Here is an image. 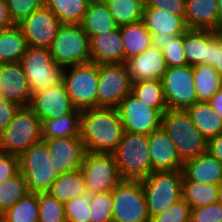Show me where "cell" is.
Masks as SVG:
<instances>
[{
    "instance_id": "c3c4849f",
    "label": "cell",
    "mask_w": 222,
    "mask_h": 222,
    "mask_svg": "<svg viewBox=\"0 0 222 222\" xmlns=\"http://www.w3.org/2000/svg\"><path fill=\"white\" fill-rule=\"evenodd\" d=\"M19 171L18 156L0 150V184Z\"/></svg>"
},
{
    "instance_id": "d6a6232c",
    "label": "cell",
    "mask_w": 222,
    "mask_h": 222,
    "mask_svg": "<svg viewBox=\"0 0 222 222\" xmlns=\"http://www.w3.org/2000/svg\"><path fill=\"white\" fill-rule=\"evenodd\" d=\"M184 55L187 64H208V30L188 29L184 33Z\"/></svg>"
},
{
    "instance_id": "9a60e30c",
    "label": "cell",
    "mask_w": 222,
    "mask_h": 222,
    "mask_svg": "<svg viewBox=\"0 0 222 222\" xmlns=\"http://www.w3.org/2000/svg\"><path fill=\"white\" fill-rule=\"evenodd\" d=\"M17 25L29 46L49 49L62 23L44 4Z\"/></svg>"
},
{
    "instance_id": "277c9868",
    "label": "cell",
    "mask_w": 222,
    "mask_h": 222,
    "mask_svg": "<svg viewBox=\"0 0 222 222\" xmlns=\"http://www.w3.org/2000/svg\"><path fill=\"white\" fill-rule=\"evenodd\" d=\"M18 165L29 192L45 193L59 177L44 140L34 143L19 155Z\"/></svg>"
},
{
    "instance_id": "7402d4cb",
    "label": "cell",
    "mask_w": 222,
    "mask_h": 222,
    "mask_svg": "<svg viewBox=\"0 0 222 222\" xmlns=\"http://www.w3.org/2000/svg\"><path fill=\"white\" fill-rule=\"evenodd\" d=\"M184 21L188 29L219 31L218 0H186Z\"/></svg>"
},
{
    "instance_id": "44dd1931",
    "label": "cell",
    "mask_w": 222,
    "mask_h": 222,
    "mask_svg": "<svg viewBox=\"0 0 222 222\" xmlns=\"http://www.w3.org/2000/svg\"><path fill=\"white\" fill-rule=\"evenodd\" d=\"M148 145L153 172L182 170L183 161L163 127L148 135Z\"/></svg>"
},
{
    "instance_id": "ba28073f",
    "label": "cell",
    "mask_w": 222,
    "mask_h": 222,
    "mask_svg": "<svg viewBox=\"0 0 222 222\" xmlns=\"http://www.w3.org/2000/svg\"><path fill=\"white\" fill-rule=\"evenodd\" d=\"M99 64L94 62L64 68L63 83L78 110L97 107Z\"/></svg>"
},
{
    "instance_id": "74e56055",
    "label": "cell",
    "mask_w": 222,
    "mask_h": 222,
    "mask_svg": "<svg viewBox=\"0 0 222 222\" xmlns=\"http://www.w3.org/2000/svg\"><path fill=\"white\" fill-rule=\"evenodd\" d=\"M27 183L18 171L0 184V216L28 193Z\"/></svg>"
},
{
    "instance_id": "b9f144b4",
    "label": "cell",
    "mask_w": 222,
    "mask_h": 222,
    "mask_svg": "<svg viewBox=\"0 0 222 222\" xmlns=\"http://www.w3.org/2000/svg\"><path fill=\"white\" fill-rule=\"evenodd\" d=\"M9 16L14 24L20 23L45 4V0H6Z\"/></svg>"
},
{
    "instance_id": "ffe728a7",
    "label": "cell",
    "mask_w": 222,
    "mask_h": 222,
    "mask_svg": "<svg viewBox=\"0 0 222 222\" xmlns=\"http://www.w3.org/2000/svg\"><path fill=\"white\" fill-rule=\"evenodd\" d=\"M125 64L132 83L161 80L168 68L162 50L152 45L143 53L126 60Z\"/></svg>"
},
{
    "instance_id": "5bb4252c",
    "label": "cell",
    "mask_w": 222,
    "mask_h": 222,
    "mask_svg": "<svg viewBox=\"0 0 222 222\" xmlns=\"http://www.w3.org/2000/svg\"><path fill=\"white\" fill-rule=\"evenodd\" d=\"M124 131L150 135L162 127V113L140 101L134 94L129 93L117 107Z\"/></svg>"
},
{
    "instance_id": "9c48e42d",
    "label": "cell",
    "mask_w": 222,
    "mask_h": 222,
    "mask_svg": "<svg viewBox=\"0 0 222 222\" xmlns=\"http://www.w3.org/2000/svg\"><path fill=\"white\" fill-rule=\"evenodd\" d=\"M19 63L32 94L63 81L64 68L56 64L47 48L28 45Z\"/></svg>"
},
{
    "instance_id": "f6af8a7d",
    "label": "cell",
    "mask_w": 222,
    "mask_h": 222,
    "mask_svg": "<svg viewBox=\"0 0 222 222\" xmlns=\"http://www.w3.org/2000/svg\"><path fill=\"white\" fill-rule=\"evenodd\" d=\"M208 65L222 78V36L213 30H208Z\"/></svg>"
},
{
    "instance_id": "6da1fadb",
    "label": "cell",
    "mask_w": 222,
    "mask_h": 222,
    "mask_svg": "<svg viewBox=\"0 0 222 222\" xmlns=\"http://www.w3.org/2000/svg\"><path fill=\"white\" fill-rule=\"evenodd\" d=\"M124 132L117 108L96 107L81 111L80 138L88 152L113 153Z\"/></svg>"
},
{
    "instance_id": "836d02e7",
    "label": "cell",
    "mask_w": 222,
    "mask_h": 222,
    "mask_svg": "<svg viewBox=\"0 0 222 222\" xmlns=\"http://www.w3.org/2000/svg\"><path fill=\"white\" fill-rule=\"evenodd\" d=\"M118 26L143 20L145 0H103Z\"/></svg>"
},
{
    "instance_id": "db71d44e",
    "label": "cell",
    "mask_w": 222,
    "mask_h": 222,
    "mask_svg": "<svg viewBox=\"0 0 222 222\" xmlns=\"http://www.w3.org/2000/svg\"><path fill=\"white\" fill-rule=\"evenodd\" d=\"M218 202L222 204V181L218 184Z\"/></svg>"
},
{
    "instance_id": "d590c367",
    "label": "cell",
    "mask_w": 222,
    "mask_h": 222,
    "mask_svg": "<svg viewBox=\"0 0 222 222\" xmlns=\"http://www.w3.org/2000/svg\"><path fill=\"white\" fill-rule=\"evenodd\" d=\"M131 93L162 114L168 110L161 80H141L132 83Z\"/></svg>"
},
{
    "instance_id": "e0dca14e",
    "label": "cell",
    "mask_w": 222,
    "mask_h": 222,
    "mask_svg": "<svg viewBox=\"0 0 222 222\" xmlns=\"http://www.w3.org/2000/svg\"><path fill=\"white\" fill-rule=\"evenodd\" d=\"M30 107L41 121L57 119L76 109L63 82L32 94Z\"/></svg>"
},
{
    "instance_id": "8992f818",
    "label": "cell",
    "mask_w": 222,
    "mask_h": 222,
    "mask_svg": "<svg viewBox=\"0 0 222 222\" xmlns=\"http://www.w3.org/2000/svg\"><path fill=\"white\" fill-rule=\"evenodd\" d=\"M182 170L155 171L141 180L150 219L182 199Z\"/></svg>"
},
{
    "instance_id": "1f68e13d",
    "label": "cell",
    "mask_w": 222,
    "mask_h": 222,
    "mask_svg": "<svg viewBox=\"0 0 222 222\" xmlns=\"http://www.w3.org/2000/svg\"><path fill=\"white\" fill-rule=\"evenodd\" d=\"M218 184H205L182 178V198L190 208H199L218 202Z\"/></svg>"
},
{
    "instance_id": "e575fe53",
    "label": "cell",
    "mask_w": 222,
    "mask_h": 222,
    "mask_svg": "<svg viewBox=\"0 0 222 222\" xmlns=\"http://www.w3.org/2000/svg\"><path fill=\"white\" fill-rule=\"evenodd\" d=\"M91 0H45L62 24H80Z\"/></svg>"
},
{
    "instance_id": "2e32d148",
    "label": "cell",
    "mask_w": 222,
    "mask_h": 222,
    "mask_svg": "<svg viewBox=\"0 0 222 222\" xmlns=\"http://www.w3.org/2000/svg\"><path fill=\"white\" fill-rule=\"evenodd\" d=\"M143 22L152 34V46L161 50L169 40L188 30L184 16L173 15L157 8L144 7Z\"/></svg>"
},
{
    "instance_id": "484cf974",
    "label": "cell",
    "mask_w": 222,
    "mask_h": 222,
    "mask_svg": "<svg viewBox=\"0 0 222 222\" xmlns=\"http://www.w3.org/2000/svg\"><path fill=\"white\" fill-rule=\"evenodd\" d=\"M119 29L124 46V63L152 45V34L147 30L143 20L119 26Z\"/></svg>"
},
{
    "instance_id": "11a10c76",
    "label": "cell",
    "mask_w": 222,
    "mask_h": 222,
    "mask_svg": "<svg viewBox=\"0 0 222 222\" xmlns=\"http://www.w3.org/2000/svg\"><path fill=\"white\" fill-rule=\"evenodd\" d=\"M218 14L220 24H222V0H218Z\"/></svg>"
},
{
    "instance_id": "8d00e7d4",
    "label": "cell",
    "mask_w": 222,
    "mask_h": 222,
    "mask_svg": "<svg viewBox=\"0 0 222 222\" xmlns=\"http://www.w3.org/2000/svg\"><path fill=\"white\" fill-rule=\"evenodd\" d=\"M38 193L28 192L0 216L2 222H38Z\"/></svg>"
},
{
    "instance_id": "ee69618b",
    "label": "cell",
    "mask_w": 222,
    "mask_h": 222,
    "mask_svg": "<svg viewBox=\"0 0 222 222\" xmlns=\"http://www.w3.org/2000/svg\"><path fill=\"white\" fill-rule=\"evenodd\" d=\"M167 67L188 65L184 55V34L175 36L169 40L162 49Z\"/></svg>"
},
{
    "instance_id": "f5cc1de1",
    "label": "cell",
    "mask_w": 222,
    "mask_h": 222,
    "mask_svg": "<svg viewBox=\"0 0 222 222\" xmlns=\"http://www.w3.org/2000/svg\"><path fill=\"white\" fill-rule=\"evenodd\" d=\"M209 103L222 118V88L211 97Z\"/></svg>"
},
{
    "instance_id": "cb8c5ba5",
    "label": "cell",
    "mask_w": 222,
    "mask_h": 222,
    "mask_svg": "<svg viewBox=\"0 0 222 222\" xmlns=\"http://www.w3.org/2000/svg\"><path fill=\"white\" fill-rule=\"evenodd\" d=\"M183 175L199 183L219 184L222 181V163L208 151L183 162Z\"/></svg>"
},
{
    "instance_id": "816d5d0a",
    "label": "cell",
    "mask_w": 222,
    "mask_h": 222,
    "mask_svg": "<svg viewBox=\"0 0 222 222\" xmlns=\"http://www.w3.org/2000/svg\"><path fill=\"white\" fill-rule=\"evenodd\" d=\"M14 25L9 13L6 0H0V31L10 28Z\"/></svg>"
},
{
    "instance_id": "7dc6e473",
    "label": "cell",
    "mask_w": 222,
    "mask_h": 222,
    "mask_svg": "<svg viewBox=\"0 0 222 222\" xmlns=\"http://www.w3.org/2000/svg\"><path fill=\"white\" fill-rule=\"evenodd\" d=\"M186 0H145V7L168 11L173 15H185Z\"/></svg>"
},
{
    "instance_id": "9f6ffc18",
    "label": "cell",
    "mask_w": 222,
    "mask_h": 222,
    "mask_svg": "<svg viewBox=\"0 0 222 222\" xmlns=\"http://www.w3.org/2000/svg\"><path fill=\"white\" fill-rule=\"evenodd\" d=\"M218 33L222 36V24H221V27H220Z\"/></svg>"
},
{
    "instance_id": "83f0119b",
    "label": "cell",
    "mask_w": 222,
    "mask_h": 222,
    "mask_svg": "<svg viewBox=\"0 0 222 222\" xmlns=\"http://www.w3.org/2000/svg\"><path fill=\"white\" fill-rule=\"evenodd\" d=\"M47 193L62 203L87 194L82 171L79 169L59 175Z\"/></svg>"
},
{
    "instance_id": "d6986e66",
    "label": "cell",
    "mask_w": 222,
    "mask_h": 222,
    "mask_svg": "<svg viewBox=\"0 0 222 222\" xmlns=\"http://www.w3.org/2000/svg\"><path fill=\"white\" fill-rule=\"evenodd\" d=\"M0 97L19 107L30 106L32 93L19 62L0 64Z\"/></svg>"
},
{
    "instance_id": "ac0fdd59",
    "label": "cell",
    "mask_w": 222,
    "mask_h": 222,
    "mask_svg": "<svg viewBox=\"0 0 222 222\" xmlns=\"http://www.w3.org/2000/svg\"><path fill=\"white\" fill-rule=\"evenodd\" d=\"M42 140L45 141L49 149L55 171L59 175L80 169L87 152L80 137H60Z\"/></svg>"
},
{
    "instance_id": "f907efd6",
    "label": "cell",
    "mask_w": 222,
    "mask_h": 222,
    "mask_svg": "<svg viewBox=\"0 0 222 222\" xmlns=\"http://www.w3.org/2000/svg\"><path fill=\"white\" fill-rule=\"evenodd\" d=\"M207 151L222 163V132L208 141Z\"/></svg>"
},
{
    "instance_id": "681fc988",
    "label": "cell",
    "mask_w": 222,
    "mask_h": 222,
    "mask_svg": "<svg viewBox=\"0 0 222 222\" xmlns=\"http://www.w3.org/2000/svg\"><path fill=\"white\" fill-rule=\"evenodd\" d=\"M18 109V105L0 97V134L12 121Z\"/></svg>"
},
{
    "instance_id": "f1b7e54d",
    "label": "cell",
    "mask_w": 222,
    "mask_h": 222,
    "mask_svg": "<svg viewBox=\"0 0 222 222\" xmlns=\"http://www.w3.org/2000/svg\"><path fill=\"white\" fill-rule=\"evenodd\" d=\"M81 110L75 109L70 114L57 119L42 121V139L80 137Z\"/></svg>"
},
{
    "instance_id": "603a6c76",
    "label": "cell",
    "mask_w": 222,
    "mask_h": 222,
    "mask_svg": "<svg viewBox=\"0 0 222 222\" xmlns=\"http://www.w3.org/2000/svg\"><path fill=\"white\" fill-rule=\"evenodd\" d=\"M91 62L97 64L124 63V46L119 27L90 38Z\"/></svg>"
},
{
    "instance_id": "7a4b0ae2",
    "label": "cell",
    "mask_w": 222,
    "mask_h": 222,
    "mask_svg": "<svg viewBox=\"0 0 222 222\" xmlns=\"http://www.w3.org/2000/svg\"><path fill=\"white\" fill-rule=\"evenodd\" d=\"M162 127L183 162L207 152L208 141L194 125L187 110H166L162 115Z\"/></svg>"
},
{
    "instance_id": "4fadbf2b",
    "label": "cell",
    "mask_w": 222,
    "mask_h": 222,
    "mask_svg": "<svg viewBox=\"0 0 222 222\" xmlns=\"http://www.w3.org/2000/svg\"><path fill=\"white\" fill-rule=\"evenodd\" d=\"M161 82L168 109L186 110L198 102L192 66L168 67Z\"/></svg>"
},
{
    "instance_id": "d4e9b609",
    "label": "cell",
    "mask_w": 222,
    "mask_h": 222,
    "mask_svg": "<svg viewBox=\"0 0 222 222\" xmlns=\"http://www.w3.org/2000/svg\"><path fill=\"white\" fill-rule=\"evenodd\" d=\"M80 25L89 39L99 34L110 33L119 27L103 0L90 1Z\"/></svg>"
},
{
    "instance_id": "4dcf8cb0",
    "label": "cell",
    "mask_w": 222,
    "mask_h": 222,
    "mask_svg": "<svg viewBox=\"0 0 222 222\" xmlns=\"http://www.w3.org/2000/svg\"><path fill=\"white\" fill-rule=\"evenodd\" d=\"M192 67L197 100L209 102L211 97L222 88V78L211 65L197 64Z\"/></svg>"
},
{
    "instance_id": "8fae6325",
    "label": "cell",
    "mask_w": 222,
    "mask_h": 222,
    "mask_svg": "<svg viewBox=\"0 0 222 222\" xmlns=\"http://www.w3.org/2000/svg\"><path fill=\"white\" fill-rule=\"evenodd\" d=\"M88 194L111 192L123 179L113 153L86 152L80 167Z\"/></svg>"
},
{
    "instance_id": "4316f807",
    "label": "cell",
    "mask_w": 222,
    "mask_h": 222,
    "mask_svg": "<svg viewBox=\"0 0 222 222\" xmlns=\"http://www.w3.org/2000/svg\"><path fill=\"white\" fill-rule=\"evenodd\" d=\"M186 110L207 141L222 132V118L209 102H196Z\"/></svg>"
},
{
    "instance_id": "ab89813d",
    "label": "cell",
    "mask_w": 222,
    "mask_h": 222,
    "mask_svg": "<svg viewBox=\"0 0 222 222\" xmlns=\"http://www.w3.org/2000/svg\"><path fill=\"white\" fill-rule=\"evenodd\" d=\"M112 203L111 192L91 194L89 209L91 222H113Z\"/></svg>"
},
{
    "instance_id": "7bdbcfd3",
    "label": "cell",
    "mask_w": 222,
    "mask_h": 222,
    "mask_svg": "<svg viewBox=\"0 0 222 222\" xmlns=\"http://www.w3.org/2000/svg\"><path fill=\"white\" fill-rule=\"evenodd\" d=\"M191 208L182 198L149 222H190Z\"/></svg>"
},
{
    "instance_id": "bcb514c9",
    "label": "cell",
    "mask_w": 222,
    "mask_h": 222,
    "mask_svg": "<svg viewBox=\"0 0 222 222\" xmlns=\"http://www.w3.org/2000/svg\"><path fill=\"white\" fill-rule=\"evenodd\" d=\"M190 222H222V204L215 202L199 208H191Z\"/></svg>"
},
{
    "instance_id": "7c38bea8",
    "label": "cell",
    "mask_w": 222,
    "mask_h": 222,
    "mask_svg": "<svg viewBox=\"0 0 222 222\" xmlns=\"http://www.w3.org/2000/svg\"><path fill=\"white\" fill-rule=\"evenodd\" d=\"M131 89L132 82L125 63L99 65L97 107L117 108Z\"/></svg>"
},
{
    "instance_id": "5b68a950",
    "label": "cell",
    "mask_w": 222,
    "mask_h": 222,
    "mask_svg": "<svg viewBox=\"0 0 222 222\" xmlns=\"http://www.w3.org/2000/svg\"><path fill=\"white\" fill-rule=\"evenodd\" d=\"M42 121L30 106L19 107L14 118L0 134V150L19 156L42 140Z\"/></svg>"
},
{
    "instance_id": "f546056e",
    "label": "cell",
    "mask_w": 222,
    "mask_h": 222,
    "mask_svg": "<svg viewBox=\"0 0 222 222\" xmlns=\"http://www.w3.org/2000/svg\"><path fill=\"white\" fill-rule=\"evenodd\" d=\"M28 47L20 27H12L0 31V64L20 62Z\"/></svg>"
},
{
    "instance_id": "60d3db41",
    "label": "cell",
    "mask_w": 222,
    "mask_h": 222,
    "mask_svg": "<svg viewBox=\"0 0 222 222\" xmlns=\"http://www.w3.org/2000/svg\"><path fill=\"white\" fill-rule=\"evenodd\" d=\"M64 204L67 222H91L90 194L74 197Z\"/></svg>"
},
{
    "instance_id": "3957f363",
    "label": "cell",
    "mask_w": 222,
    "mask_h": 222,
    "mask_svg": "<svg viewBox=\"0 0 222 222\" xmlns=\"http://www.w3.org/2000/svg\"><path fill=\"white\" fill-rule=\"evenodd\" d=\"M113 155L123 180H142L153 172L147 135L125 131Z\"/></svg>"
},
{
    "instance_id": "52a82bcc",
    "label": "cell",
    "mask_w": 222,
    "mask_h": 222,
    "mask_svg": "<svg viewBox=\"0 0 222 222\" xmlns=\"http://www.w3.org/2000/svg\"><path fill=\"white\" fill-rule=\"evenodd\" d=\"M49 50L62 68L91 62L90 39L80 24H62Z\"/></svg>"
},
{
    "instance_id": "30bf717a",
    "label": "cell",
    "mask_w": 222,
    "mask_h": 222,
    "mask_svg": "<svg viewBox=\"0 0 222 222\" xmlns=\"http://www.w3.org/2000/svg\"><path fill=\"white\" fill-rule=\"evenodd\" d=\"M113 222H149L141 180H122L112 190Z\"/></svg>"
},
{
    "instance_id": "f35d334b",
    "label": "cell",
    "mask_w": 222,
    "mask_h": 222,
    "mask_svg": "<svg viewBox=\"0 0 222 222\" xmlns=\"http://www.w3.org/2000/svg\"><path fill=\"white\" fill-rule=\"evenodd\" d=\"M38 222H67L65 204L50 196L47 192L38 193Z\"/></svg>"
}]
</instances>
